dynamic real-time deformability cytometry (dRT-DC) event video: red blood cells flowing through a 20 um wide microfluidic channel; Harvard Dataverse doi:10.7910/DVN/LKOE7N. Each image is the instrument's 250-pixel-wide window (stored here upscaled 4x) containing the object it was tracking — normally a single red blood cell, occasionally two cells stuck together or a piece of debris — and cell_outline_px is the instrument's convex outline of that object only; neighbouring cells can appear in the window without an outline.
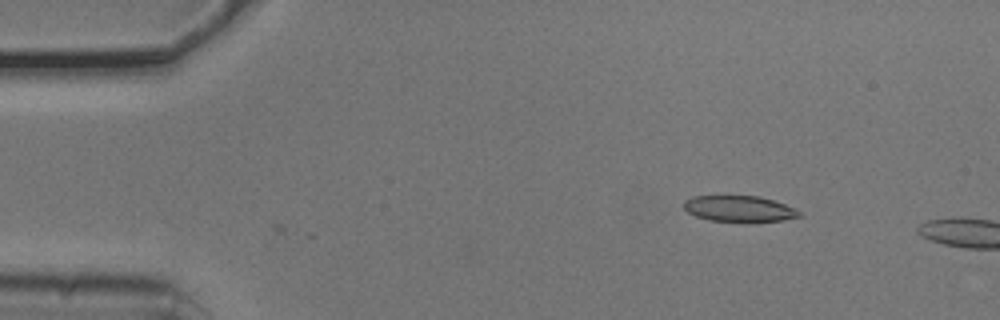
{"species": "common noctule bat (a hibernating species)", "species_latin": "Nyctalus noctula", "temperature_condition": "cold", "stored_images_in_passage": 4, "camera_frame_rate_fps": 3000, "um_per_image_px": 0.085, "animal": {"sex": "male", "body_mass_g": 20.5, "forearm_length_mm": 52.5}, "frame": {"image": 1, "passage_image": 2, "time_ms": 0.333, "image_size_px": [1000, 320], "cell_outline_px": [[800, 216], [784, 220], [752, 224], [708, 220], [696, 216], [688, 212], [684, 208], [684, 200], [692, 196], [760, 196], [784, 204], [800, 212]], "centroid_in_image_um": [62.82, 17.78], "position_along_channel_um": 22.2, "area_um2": 17.98}}